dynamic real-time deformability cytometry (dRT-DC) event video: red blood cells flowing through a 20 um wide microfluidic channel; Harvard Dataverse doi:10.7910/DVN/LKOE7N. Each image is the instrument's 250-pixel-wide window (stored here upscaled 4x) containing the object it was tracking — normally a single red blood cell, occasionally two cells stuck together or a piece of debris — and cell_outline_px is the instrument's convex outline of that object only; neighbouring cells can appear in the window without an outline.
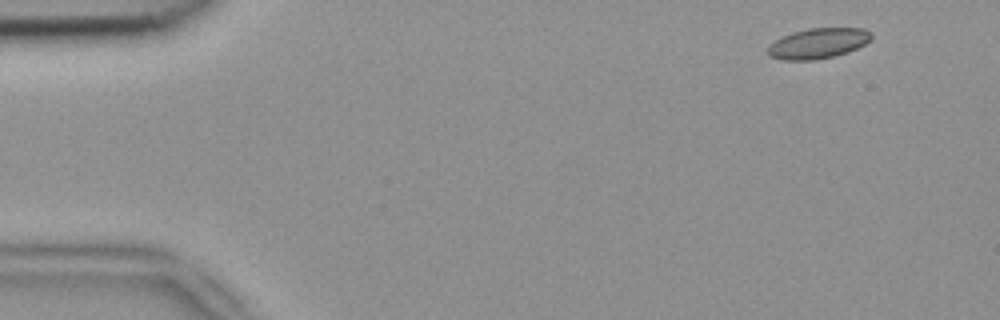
{"species": "common noctule bat (a hibernating species)", "species_latin": "Nyctalus noctula", "temperature_condition": "room temperature", "stored_images_in_passage": 4, "camera_frame_rate_fps": 3000, "um_per_image_px": 0.085, "animal": {"sex": "female", "body_mass_g": 18.4}, "frame": {"image": 1, "passage_image": 1, "time_ms": 0.0, "image_size_px": [1000, 320], "cell_outline_px": [[872, 40], [848, 52], [816, 60], [784, 60], [768, 56], [768, 44], [792, 32], [808, 28], [864, 28], [872, 32]], "centroid_in_image_um": [69.55, 3.68], "position_along_channel_um": 15.5, "area_um2": 18.38}}
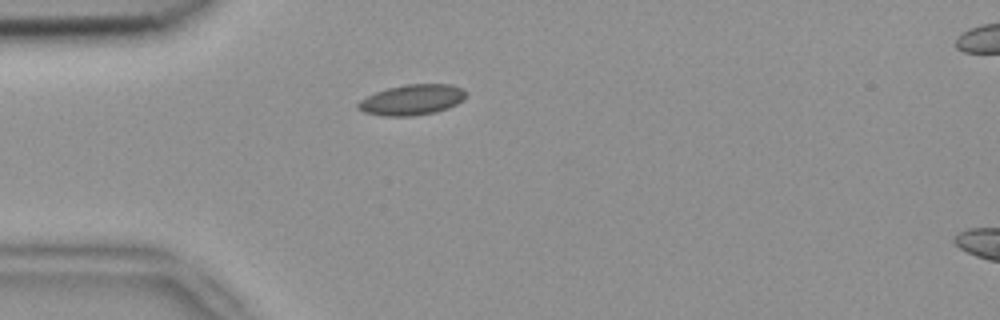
{"frame": {"image": 2, "passage_image": 4, "time_ms": 1.0, "image_size_px": [1000, 320], "cell_outline_px": [[468, 92], [464, 100], [448, 108], [436, 112], [412, 116], [380, 116], [364, 112], [356, 108], [356, 104], [360, 100], [376, 92], [388, 88], [404, 84], [452, 84], [464, 88]], "centroid_in_image_um": [35.05, 8.48], "position_along_channel_um": 50.0, "area_um2": 19.48}}